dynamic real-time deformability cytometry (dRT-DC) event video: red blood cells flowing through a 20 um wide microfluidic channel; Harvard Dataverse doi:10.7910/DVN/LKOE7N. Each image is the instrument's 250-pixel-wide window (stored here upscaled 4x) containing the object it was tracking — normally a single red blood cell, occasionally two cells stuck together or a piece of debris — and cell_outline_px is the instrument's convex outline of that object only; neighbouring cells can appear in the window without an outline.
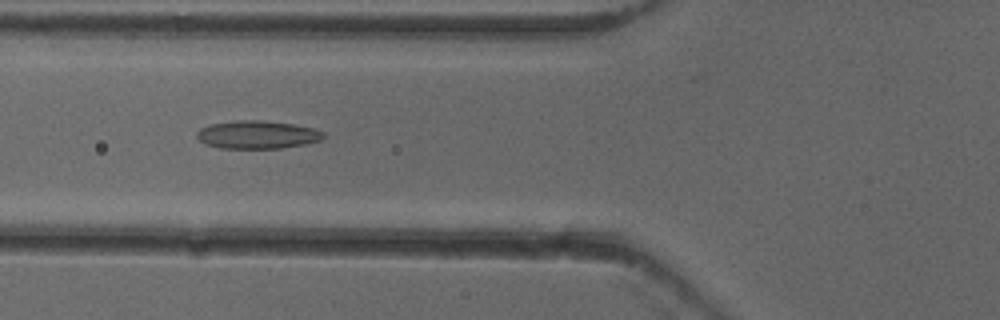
{"species": "common noctule bat (a hibernating species)", "species_latin": "Nyctalus noctula", "temperature_condition": "cold", "stored_images_in_passage": 52, "camera_frame_rate_fps": 3000, "um_per_image_px": 0.085, "animal": {"sex": "female"}, "frame": {"image": 1, "passage_image": 20, "time_ms": 6.333, "image_size_px": [1000, 320], "cell_outline_px": [[324, 136], [320, 140], [304, 144], [280, 148], [220, 148], [204, 144], [196, 136], [196, 132], [200, 128], [212, 124], [236, 120], [260, 120], [292, 124], [312, 128], [324, 132]], "centroid_in_image_um": [21.83, 11.45], "position_along_channel_um": 104.0, "area_um2": 20.52}}
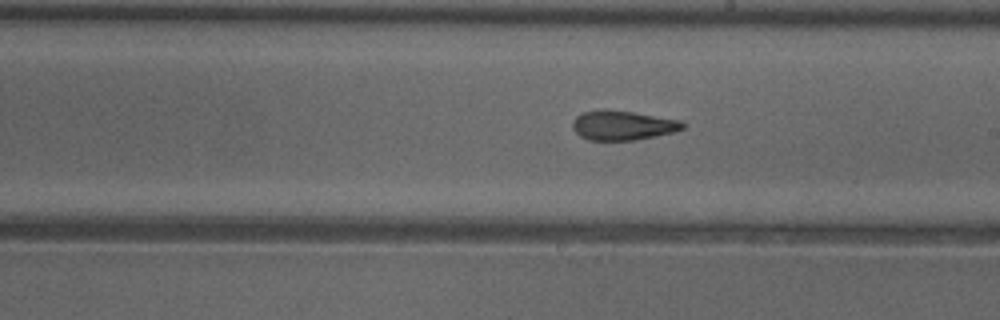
{"frame": {"image": 2, "passage_image": 30, "time_ms": 9.667, "image_size_px": [1000, 320], "cell_outline_px": [[688, 124], [684, 128], [672, 132], [656, 136], [636, 140], [588, 140], [580, 136], [572, 128], [572, 120], [580, 112], [632, 112], [680, 120]], "centroid_in_image_um": [52.95, 10.69], "position_along_channel_um": 236.0, "area_um2": 18.44}}
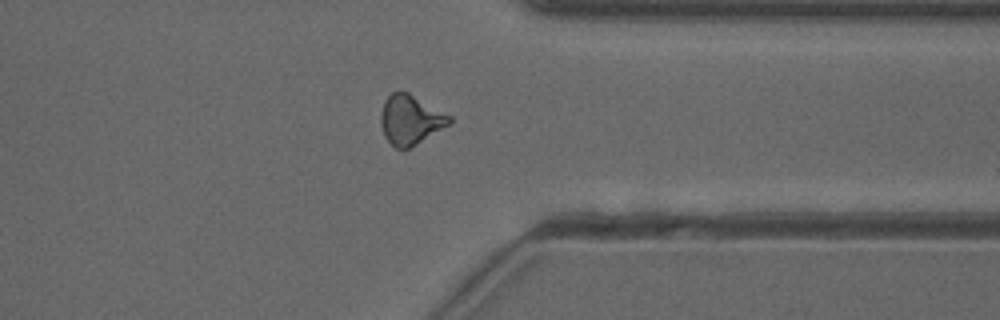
{"frame": {"image": 3, "passage_image": 41, "time_ms": 13.333, "image_size_px": [1000, 320], "cell_outline_px": [[452, 120], [448, 124], [408, 148], [396, 148], [384, 136], [380, 124], [380, 112], [384, 100], [392, 92], [408, 92], [452, 116]], "centroid_in_image_um": [34.84, 10.15], "position_along_channel_um": 376.6, "area_um2": 19.42}, "authors_computed_cell_mechanics": {"area_um2": 19.4497, "velocity_mm_per_s": 3.9451, "shape_relaxation_time_tau1_ms": 9.1196, "shape_relaxation_time_tau2_ms": 1.9413, "deformation_change_tau1": 0.2137, "deformation_change_tau2": 0.1068}}